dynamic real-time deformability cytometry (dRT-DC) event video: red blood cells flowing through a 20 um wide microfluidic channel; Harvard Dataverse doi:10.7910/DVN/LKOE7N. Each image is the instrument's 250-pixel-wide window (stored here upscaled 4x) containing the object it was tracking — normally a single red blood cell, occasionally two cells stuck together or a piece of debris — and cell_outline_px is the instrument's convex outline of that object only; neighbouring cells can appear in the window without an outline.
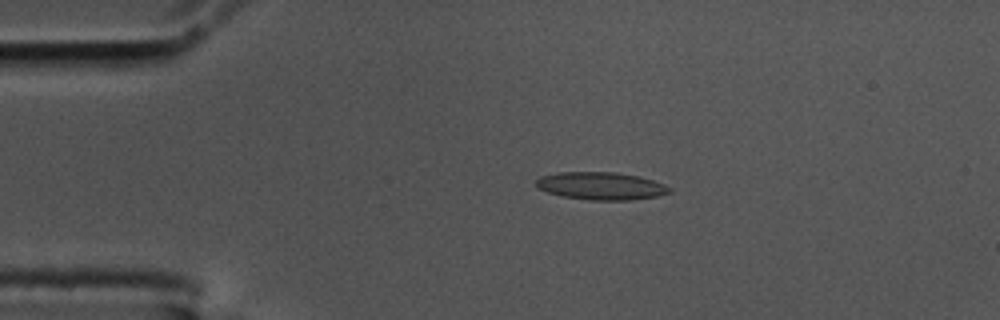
{"species": "common noctule bat (a hibernating species)", "species_latin": "Nyctalus noctula", "temperature_condition": "cold", "stored_images_in_passage": 45, "camera_frame_rate_fps": 3000, "um_per_image_px": 0.085, "animal": {"sex": "male", "body_mass_g": 17.5, "forearm_length_mm": 52.3}, "frame": {"image": 1, "passage_image": 1, "time_ms": 0.0, "image_size_px": [1000, 320], "cell_outline_px": [[672, 192], [656, 196], [632, 200], [588, 200], [564, 196], [548, 192], [540, 188], [536, 184], [536, 180], [540, 176], [556, 172], [616, 172], [636, 176], [652, 180], [664, 184], [672, 188]], "centroid_in_image_um": [51.1, 15.8], "position_along_channel_um": 33.9, "area_um2": 21.39}}
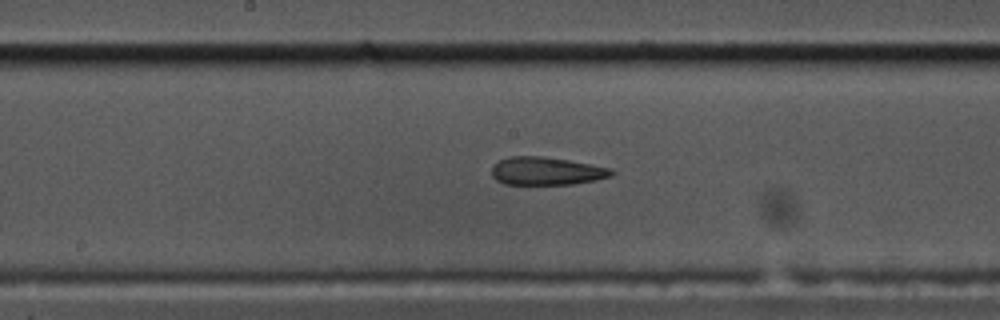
{"frame": {"image": 2, "passage_image": 18, "time_ms": 5.667, "image_size_px": [1000, 320], "cell_outline_px": [[616, 172], [612, 176], [596, 180], [572, 184], [504, 184], [496, 180], [492, 176], [492, 164], [500, 160], [512, 156], [544, 156], [568, 160], [612, 168]], "centroid_in_image_um": [46.46, 14.54], "position_along_channel_um": 201.7, "area_um2": 19.65}}
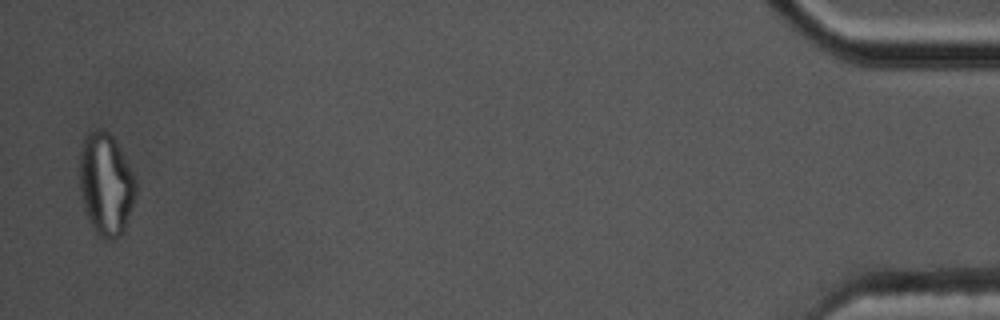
{"frame": {"image": 3, "passage_image": 44, "time_ms": 14.333, "image_size_px": [1000, 320], "cell_outline_px": [[136, 188], [132, 204], [124, 232], [120, 236], [112, 240], [104, 240], [96, 236], [88, 220], [84, 208], [80, 188], [80, 152], [84, 136], [88, 132], [96, 128], [100, 128], [108, 132], [112, 136], [120, 148], [136, 180]], "centroid_in_image_um": [8.98, 15.68], "position_along_channel_um": 426.2, "area_um2": 33.7}, "authors_computed_cell_mechanics": {"area_um2": 20.519, "velocity_mm_per_s": 3.6313, "shape_relaxation_time_tau1_ms": null, "shape_relaxation_time_tau2_ms": 3.4389, "deformation_change_tau1": null, "deformation_change_tau2": 0.1291}}